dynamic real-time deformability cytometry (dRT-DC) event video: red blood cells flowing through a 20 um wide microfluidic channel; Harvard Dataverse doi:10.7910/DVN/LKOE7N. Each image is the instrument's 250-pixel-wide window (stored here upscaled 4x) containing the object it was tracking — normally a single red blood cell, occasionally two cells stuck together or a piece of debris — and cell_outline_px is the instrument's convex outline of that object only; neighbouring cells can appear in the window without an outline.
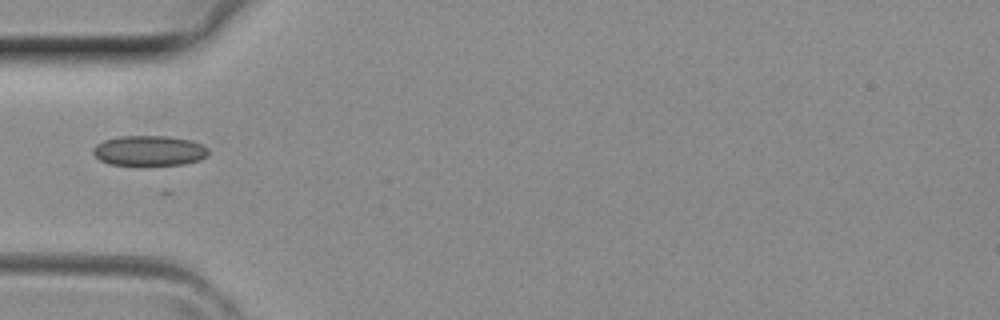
{"species": "common noctule bat (a hibernating species)", "species_latin": "Nyctalus noctula", "temperature_condition": "room temperature", "stored_images_in_passage": 1, "camera_frame_rate_fps": 3000, "um_per_image_px": 0.085, "animal": {"sex": "female", "body_mass_g": 29.2, "forearm_length_mm": 56.3}, "frame": {"image": 1, "passage_image": 1, "time_ms": 0.0, "image_size_px": [1000, 320], "cell_outline_px": [[208, 156], [200, 160], [184, 164], [108, 164], [100, 160], [92, 152], [92, 148], [96, 144], [104, 140], [120, 136], [168, 136], [192, 140], [208, 148]], "centroid_in_image_um": [12.69, 12.79], "position_along_channel_um": 72.3, "area_um2": 20.17}}